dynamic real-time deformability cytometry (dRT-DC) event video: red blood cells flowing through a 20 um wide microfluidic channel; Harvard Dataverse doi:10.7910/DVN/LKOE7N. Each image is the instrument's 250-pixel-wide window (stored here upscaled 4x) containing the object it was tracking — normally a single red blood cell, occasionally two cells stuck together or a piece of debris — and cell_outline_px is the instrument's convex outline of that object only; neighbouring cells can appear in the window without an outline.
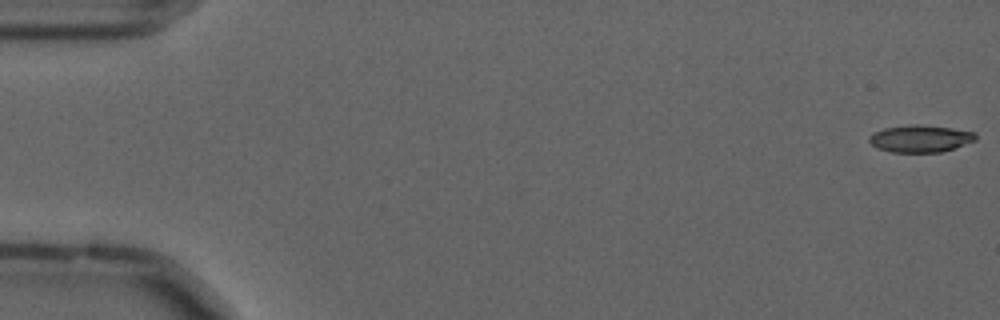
{"species": "common noctule bat (a hibernating species)", "species_latin": "Nyctalus noctula", "temperature_condition": "cold", "stored_images_in_passage": 57, "camera_frame_rate_fps": 3000, "um_per_image_px": 0.085, "animal": {"sex": "male", "forearm_length_mm": 52.5}, "frame": {"image": 1, "passage_image": 1, "time_ms": 0.0, "image_size_px": [1000, 320], "cell_outline_px": [[976, 140], [940, 152], [892, 152], [876, 148], [868, 140], [868, 136], [872, 132], [884, 128], [908, 124], [920, 124], [976, 132]], "centroid_in_image_um": [78.16, 11.77], "position_along_channel_um": 6.8, "area_um2": 16.82}}
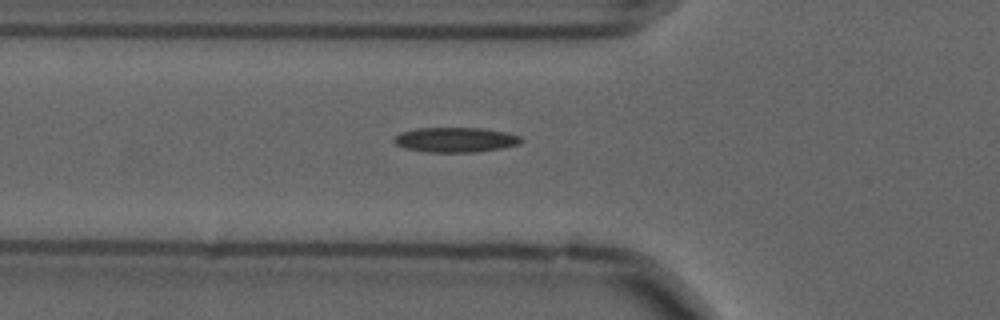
{"frame": {"image": 2, "passage_image": 20, "time_ms": 6.333, "image_size_px": [1000, 320], "cell_outline_px": [[524, 140], [520, 144], [500, 148], [476, 152], [424, 152], [404, 148], [396, 144], [392, 140], [400, 132], [416, 128], [484, 128], [504, 132], [520, 136]], "centroid_in_image_um": [38.7, 11.88], "position_along_channel_um": 87.1, "area_um2": 18.5}}
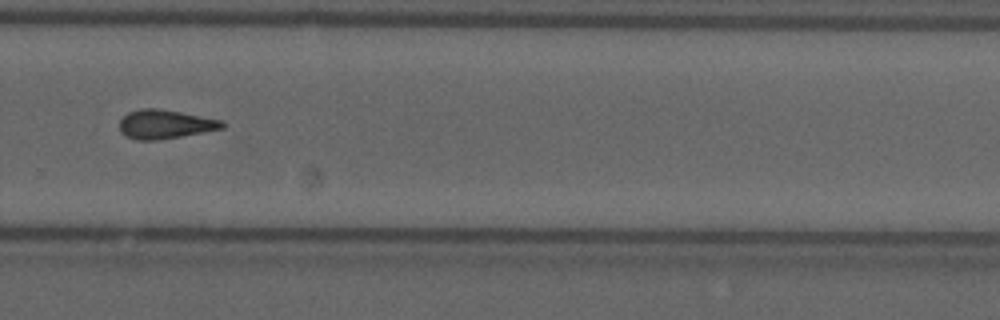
{"frame": {"image": 3, "passage_image": 39, "time_ms": 12.667, "image_size_px": [1000, 320], "cell_outline_px": [[224, 128], [180, 136], [156, 140], [136, 140], [120, 132], [120, 120], [128, 112], [140, 108], [156, 108], [180, 112], [220, 120], [224, 124]], "centroid_in_image_um": [13.98, 10.55], "position_along_channel_um": 315.8, "area_um2": 16.99}, "authors_computed_cell_mechanics": {"area_um2": 16.9354, "velocity_mm_per_s": 3.6071, "shape_relaxation_time_tau1_ms": null, "shape_relaxation_time_tau2_ms": 10.4727, "deformation_change_tau1": null, "deformation_change_tau2": 0.2419}}